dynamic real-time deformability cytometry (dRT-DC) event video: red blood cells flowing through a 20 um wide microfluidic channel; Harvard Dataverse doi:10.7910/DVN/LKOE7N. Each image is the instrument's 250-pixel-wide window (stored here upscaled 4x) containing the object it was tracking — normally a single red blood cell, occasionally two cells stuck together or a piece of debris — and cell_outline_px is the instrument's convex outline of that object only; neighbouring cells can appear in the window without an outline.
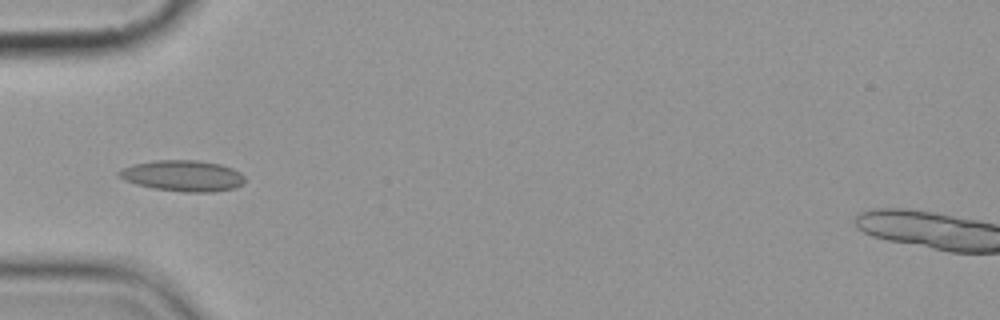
{"species": "common noctule bat (a hibernating species)", "species_latin": "Nyctalus noctula", "temperature_condition": "cold", "stored_images_in_passage": 10, "camera_frame_rate_fps": 3000, "um_per_image_px": 0.085, "animal": {"sex": "female", "body_mass_g": 19.9}, "frame": {"image": 1, "passage_image": 5, "time_ms": 5.333, "image_size_px": [1000, 320], "cell_outline_px": [[244, 184], [236, 188], [212, 192], [184, 192], [152, 188], [136, 184], [124, 180], [116, 176], [116, 172], [120, 168], [132, 164], [156, 160], [196, 160], [220, 164], [232, 168], [240, 172], [244, 176]], "centroid_in_image_um": [15.51, 14.94], "position_along_channel_um": 69.5, "area_um2": 23.06}}
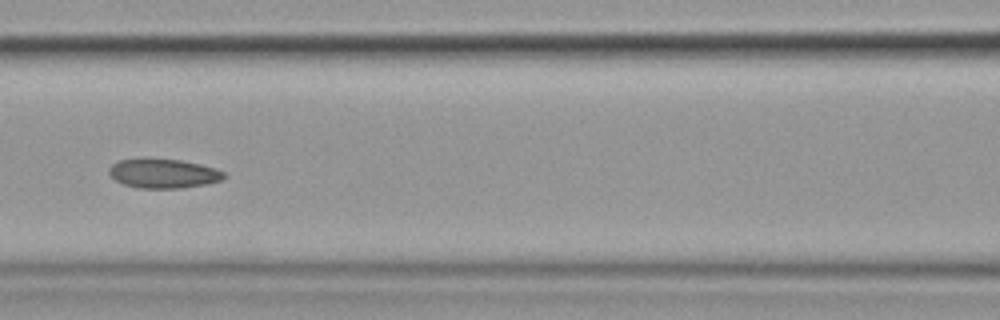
{"frame": {"image": 2, "passage_image": 7, "time_ms": 7.667, "image_size_px": [1000, 320], "cell_outline_px": [[224, 176], [220, 180], [208, 184], [180, 188], [136, 188], [124, 184], [116, 180], [108, 172], [108, 168], [112, 164], [120, 160], [144, 156], [180, 160], [200, 164], [224, 172]], "centroid_in_image_um": [13.82, 14.71], "position_along_channel_um": 152.8, "area_um2": 19.94}}
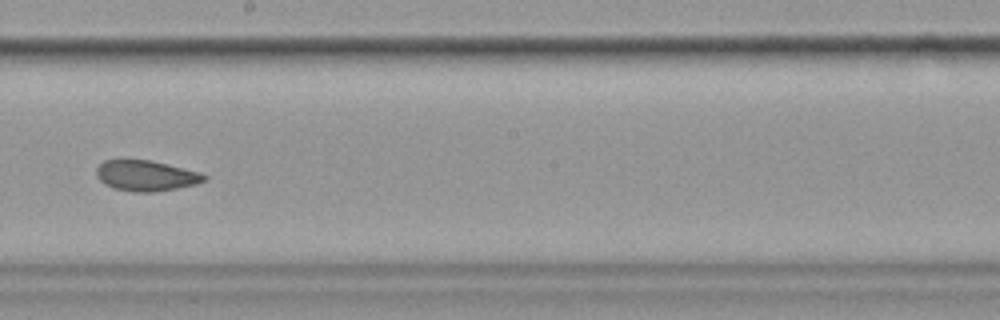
{"frame": {"image": 3, "passage_image": 9, "time_ms": 10.0, "image_size_px": [1000, 320], "cell_outline_px": [[208, 176], [204, 180], [196, 184], [156, 192], [132, 192], [112, 188], [104, 184], [96, 176], [96, 168], [104, 160], [148, 160], [196, 172]], "centroid_in_image_um": [12.33, 14.95], "position_along_channel_um": 235.9, "area_um2": 18.9}}